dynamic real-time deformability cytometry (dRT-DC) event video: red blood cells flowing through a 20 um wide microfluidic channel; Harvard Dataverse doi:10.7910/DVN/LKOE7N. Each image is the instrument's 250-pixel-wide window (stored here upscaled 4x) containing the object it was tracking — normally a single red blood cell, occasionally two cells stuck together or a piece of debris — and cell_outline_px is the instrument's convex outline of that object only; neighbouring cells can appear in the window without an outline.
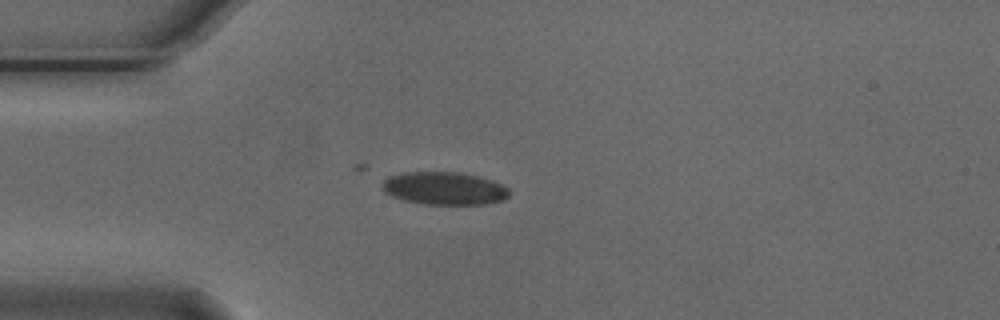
{"species": "Egyptian fruit bat (a non-hibernating species)", "species_latin": "Rousettus aegyptiacus", "temperature_condition": "cold", "stored_images_in_passage": 4, "camera_frame_rate_fps": 3000, "um_per_image_px": 0.085, "animal": {"sex": "male"}, "frame": {"image": 1, "passage_image": 4, "time_ms": 1.0, "image_size_px": [1000, 320], "cell_outline_px": [[508, 196], [504, 200], [484, 204], [424, 204], [404, 200], [392, 196], [384, 192], [380, 188], [380, 184], [384, 180], [392, 176], [404, 172], [460, 172], [492, 180], [508, 188]], "centroid_in_image_um": [37.73, 16.01], "position_along_channel_um": 47.3, "area_um2": 24.22}}